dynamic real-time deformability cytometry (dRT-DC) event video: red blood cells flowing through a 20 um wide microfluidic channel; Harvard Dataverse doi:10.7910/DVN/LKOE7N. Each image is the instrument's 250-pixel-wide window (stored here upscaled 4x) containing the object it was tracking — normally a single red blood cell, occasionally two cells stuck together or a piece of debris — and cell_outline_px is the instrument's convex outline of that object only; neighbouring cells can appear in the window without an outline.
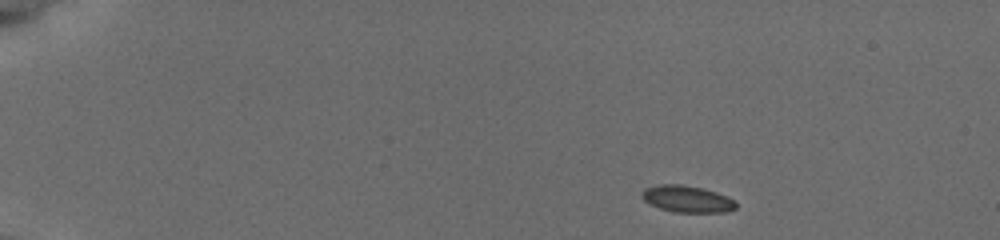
{"species": "common noctule bat (a hibernating species)", "species_latin": "Nyctalus noctula", "temperature_condition": "cold", "stored_images_in_passage": 41, "camera_frame_rate_fps": 3000, "um_per_image_px": 0.085, "animal": {"sex": "female", "body_mass_g": 19.5, "forearm_length_mm": 54.1}, "frame": {"image": 1, "passage_image": 4, "time_ms": 1.333, "image_size_px": [1000, 240], "cell_outline_px": [[736, 208], [724, 212], [676, 212], [660, 208], [648, 204], [640, 196], [644, 188], [660, 184], [680, 184], [700, 188], [716, 192], [728, 196], [736, 200]], "centroid_in_image_um": [58.39, 16.91], "position_along_channel_um": 26.6, "area_um2": 14.68}}
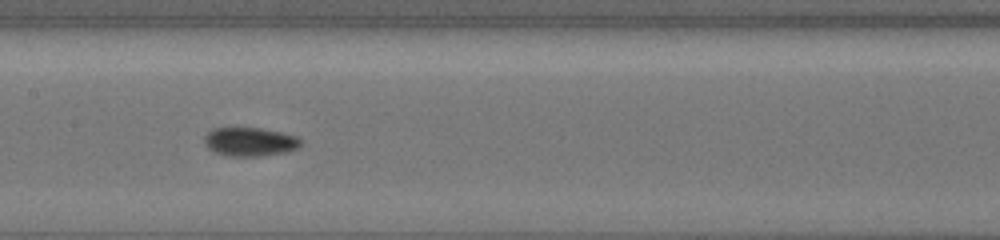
{"frame": {"image": 2, "passage_image": 20, "time_ms": 8.333, "image_size_px": [1000, 240], "cell_outline_px": [[300, 144], [296, 148], [288, 152], [260, 156], [228, 156], [216, 152], [208, 148], [204, 144], [204, 136], [212, 128], [260, 128], [280, 132], [296, 136], [300, 140]], "centroid_in_image_um": [21.21, 12.05], "position_along_channel_um": 186.2, "area_um2": 16.07}}
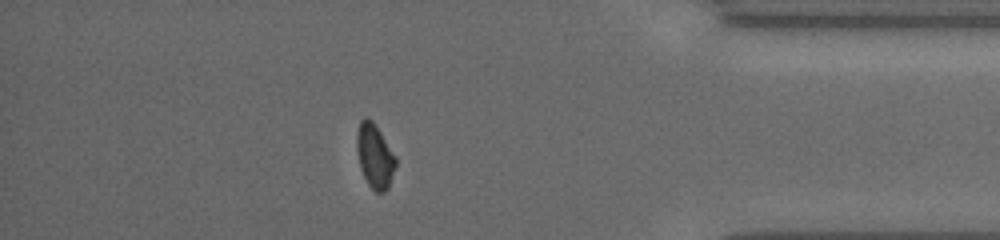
{"frame": {"image": 3, "passage_image": 36, "time_ms": 14.667, "image_size_px": [1000, 240], "cell_outline_px": [[396, 164], [388, 188], [384, 192], [376, 192], [368, 184], [360, 168], [356, 148], [356, 132], [360, 120], [364, 116], [368, 116], [376, 124], [396, 156]], "centroid_in_image_um": [31.84, 13.2], "position_along_channel_um": 403.4, "area_um2": 14.8}, "authors_computed_cell_mechanics": {"area_um2": 15.1436, "velocity_mm_per_s": 3.8292, "shape_relaxation_time_tau1_ms": 3.0684, "shape_relaxation_time_tau2_ms": 1.5955, "deformation_change_tau1": 0.0869, "deformation_change_tau2": 0.0565}}